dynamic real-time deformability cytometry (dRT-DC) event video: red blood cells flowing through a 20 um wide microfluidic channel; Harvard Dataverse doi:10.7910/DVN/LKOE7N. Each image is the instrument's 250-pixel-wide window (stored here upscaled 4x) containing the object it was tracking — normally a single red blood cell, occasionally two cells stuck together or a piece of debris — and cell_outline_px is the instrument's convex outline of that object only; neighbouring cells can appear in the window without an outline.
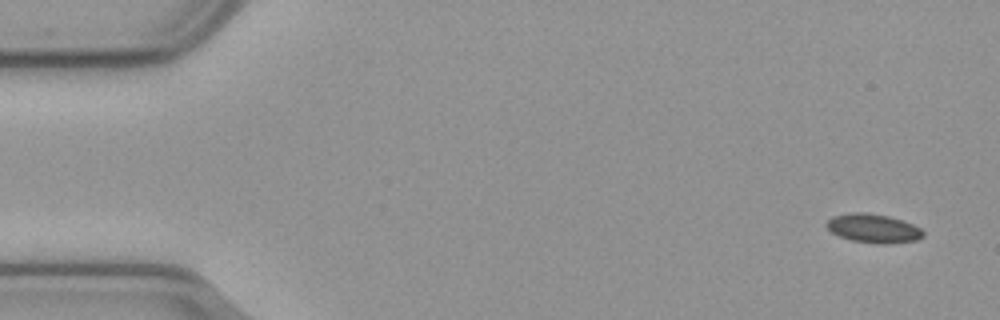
{"species": "common noctule bat (a hibernating species)", "species_latin": "Nyctalus noctula", "temperature_condition": "cold", "stored_images_in_passage": 55, "camera_frame_rate_fps": 3000, "um_per_image_px": 0.085, "animal": {"sex": "male", "body_mass_g": 23.1, "forearm_length_mm": 52.7}, "frame": {"image": 1, "passage_image": 1, "time_ms": 0.0, "image_size_px": [1000, 320], "cell_outline_px": [[924, 236], [916, 240], [888, 244], [876, 244], [852, 240], [840, 236], [832, 232], [824, 224], [832, 216], [852, 212], [864, 212], [888, 216], [904, 220], [920, 228], [924, 232]], "centroid_in_image_um": [74.24, 19.41], "position_along_channel_um": 10.8, "area_um2": 16.3}}
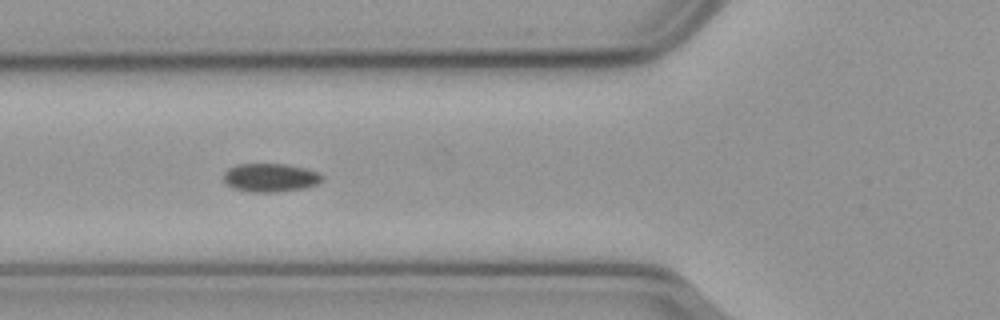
{"frame": {"image": 2, "passage_image": 19, "time_ms": 6.0, "image_size_px": [1000, 320], "cell_outline_px": [[324, 180], [316, 184], [304, 188], [280, 192], [252, 192], [232, 188], [224, 180], [224, 172], [228, 168], [236, 164], [284, 164], [304, 168], [320, 172], [324, 176]], "centroid_in_image_um": [23.0, 15.1], "position_along_channel_um": 102.8, "area_um2": 16.47}}
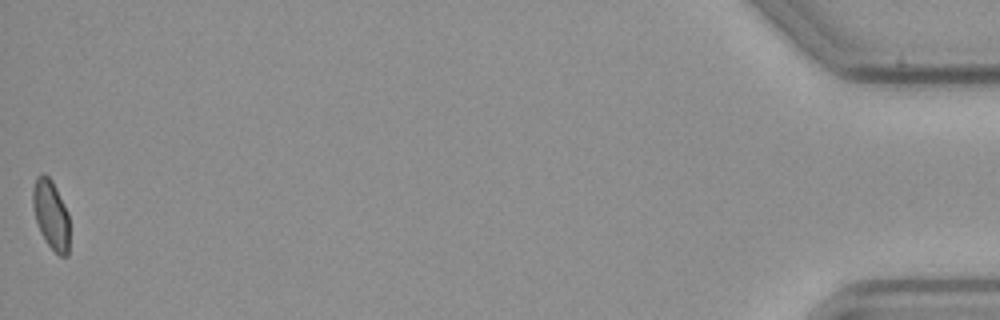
{"frame": {"image": 3, "passage_image": 55, "time_ms": 18.0, "image_size_px": [1000, 320], "cell_outline_px": [[68, 256], [60, 256], [48, 244], [40, 232], [36, 220], [32, 204], [32, 188], [36, 176], [40, 172], [44, 172], [52, 180], [68, 212]], "centroid_in_image_um": [4.31, 18.18], "position_along_channel_um": 430.9, "area_um2": 14.8}, "authors_computed_cell_mechanics": {"area_um2": 15.8372, "velocity_mm_per_s": 3.6148, "shape_relaxation_time_tau1_ms": 9.1735, "shape_relaxation_time_tau2_ms": 2.4233, "deformation_change_tau1": 0.1, "deformation_change_tau2": 0.0453}}